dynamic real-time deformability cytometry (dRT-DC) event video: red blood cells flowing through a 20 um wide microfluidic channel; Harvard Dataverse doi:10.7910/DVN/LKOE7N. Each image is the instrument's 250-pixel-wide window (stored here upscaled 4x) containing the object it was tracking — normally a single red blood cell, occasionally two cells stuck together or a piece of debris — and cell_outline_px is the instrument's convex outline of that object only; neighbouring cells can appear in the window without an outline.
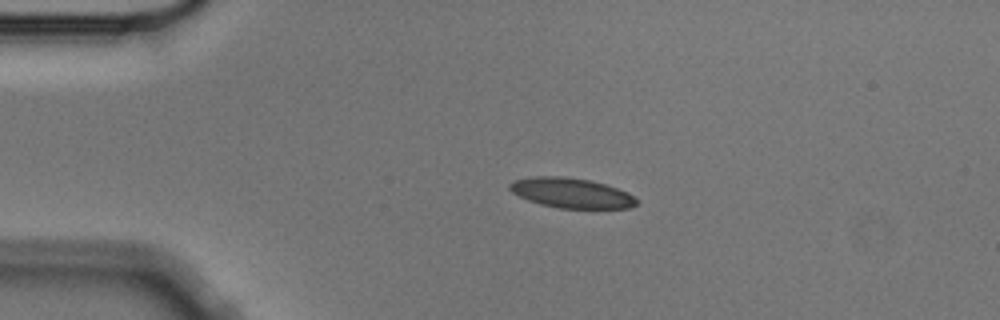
{"species": "Egyptian fruit bat (a non-hibernating species)", "species_latin": "Rousettus aegyptiacus", "temperature_condition": "cold", "stored_images_in_passage": 5, "camera_frame_rate_fps": 3000, "um_per_image_px": 0.085, "animal": {"sex": "male"}, "frame": {"image": 1, "passage_image": 2, "time_ms": 0.333, "image_size_px": [1000, 320], "cell_outline_px": [[640, 200], [636, 204], [628, 208], [560, 208], [540, 204], [528, 200], [512, 192], [508, 188], [508, 184], [512, 180], [532, 176], [560, 176], [592, 180], [628, 192]], "centroid_in_image_um": [48.55, 16.39], "position_along_channel_um": 36.5, "area_um2": 22.25}}
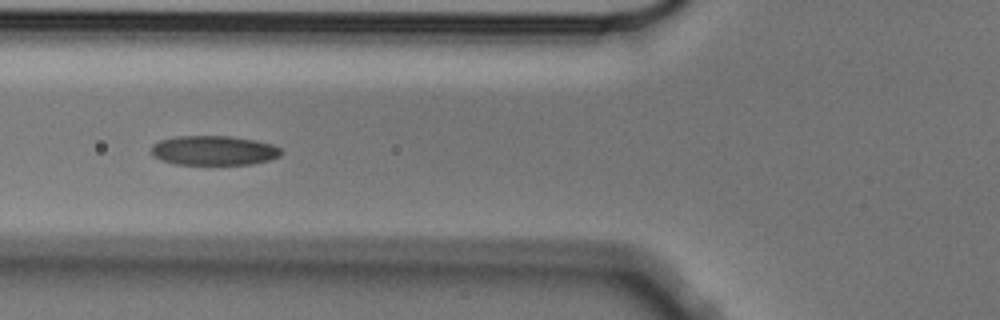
{"frame": {"image": 2, "passage_image": 4, "time_ms": 1.0, "image_size_px": [1000, 320], "cell_outline_px": [[284, 152], [280, 156], [268, 160], [252, 164], [176, 164], [160, 160], [152, 156], [152, 144], [160, 140], [176, 136], [232, 136], [256, 140], [272, 144], [280, 148]], "centroid_in_image_um": [18.18, 12.78], "position_along_channel_um": 107.6, "area_um2": 22.48}}
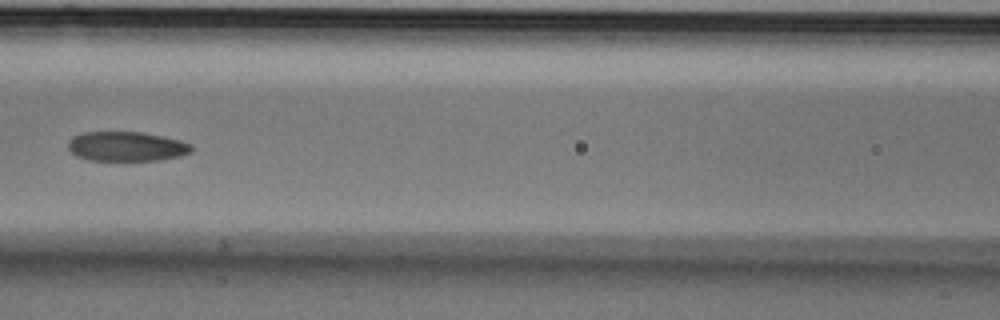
{"frame": {"image": 3, "passage_image": 5, "time_ms": 1.333, "image_size_px": [1000, 320], "cell_outline_px": [[192, 152], [180, 156], [160, 160], [88, 160], [76, 156], [68, 148], [68, 140], [72, 136], [84, 132], [140, 132], [164, 136], [180, 140], [192, 144]], "centroid_in_image_um": [10.76, 12.44], "position_along_channel_um": 155.8, "area_um2": 21.39}}